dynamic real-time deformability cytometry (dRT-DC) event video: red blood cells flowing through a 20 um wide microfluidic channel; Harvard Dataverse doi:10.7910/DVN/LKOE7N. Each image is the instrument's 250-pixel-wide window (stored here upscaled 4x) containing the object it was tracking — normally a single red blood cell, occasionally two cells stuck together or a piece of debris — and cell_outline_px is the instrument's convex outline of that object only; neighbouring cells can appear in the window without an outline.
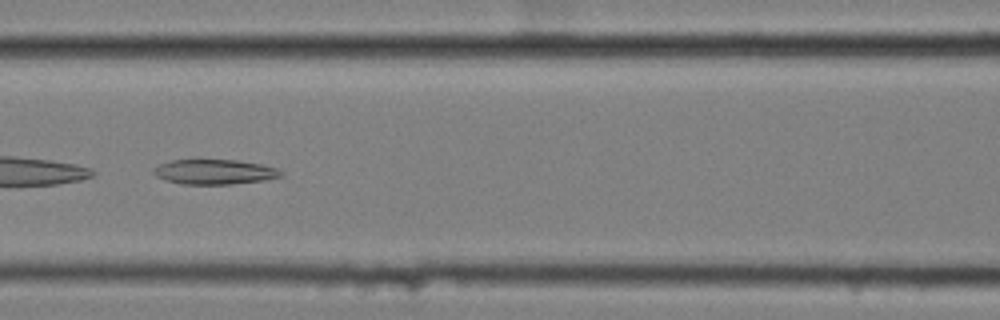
{"species": "common noctule bat (a hibernating species)", "species_latin": "Nyctalus noctula", "temperature_condition": "cold", "stored_images_in_passage": 55, "camera_frame_rate_fps": 3000, "um_per_image_px": 0.085, "animal": {"sex": "female", "body_mass_g": 25.1}, "frame": {"image": 1, "passage_image": 24, "time_ms": 7.667, "image_size_px": [1000, 320], "cell_outline_px": [[284, 176], [264, 180], [232, 184], [180, 184], [164, 180], [156, 176], [152, 172], [152, 168], [160, 164], [172, 160], [196, 156], [236, 160], [260, 164], [276, 168], [284, 172]], "centroid_in_image_um": [18.17, 14.56], "position_along_channel_um": 148.4, "area_um2": 19.48}, "authors_computed_cell_mechanics": {"area_um2": 24.1026, "velocity_mm_per_s": 3.4725, "shape_relaxation_time_tau1_ms": null, "shape_relaxation_time_tau2_ms": 6.1436, "deformation_change_tau1": null, "deformation_change_tau2": 0.1497}}